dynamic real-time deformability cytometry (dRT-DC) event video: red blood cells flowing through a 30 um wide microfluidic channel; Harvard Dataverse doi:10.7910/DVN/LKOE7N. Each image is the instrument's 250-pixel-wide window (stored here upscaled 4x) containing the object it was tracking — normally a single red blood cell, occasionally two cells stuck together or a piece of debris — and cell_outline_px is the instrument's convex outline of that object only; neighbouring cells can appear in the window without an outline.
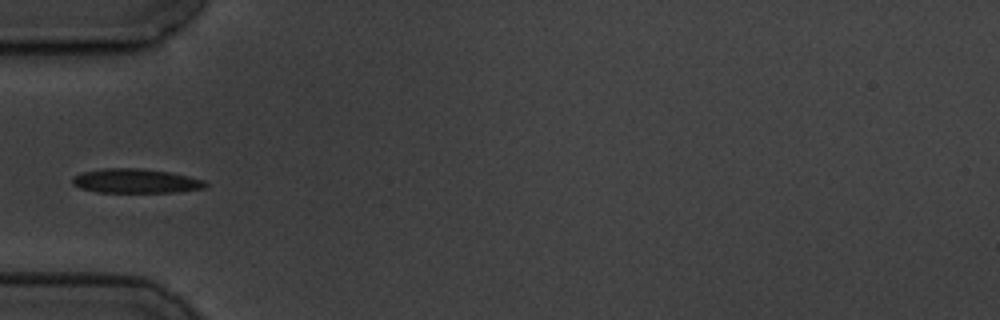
{"species": "common noctule bat (a hibernating species)", "species_latin": "Nyctalus noctula", "temperature_condition": "cold", "stored_images_in_passage": 5, "camera_frame_rate_fps": 3000, "um_per_image_px": 0.085, "animal": {"sex": "male", "body_mass_g": 19.5, "forearm_length_mm": 54.6}, "frame": {"image": 1, "passage_image": 5, "time_ms": 4.667, "image_size_px": [1000, 320], "cell_outline_px": [[208, 184], [204, 188], [180, 192], [96, 192], [80, 188], [72, 184], [72, 176], [84, 172], [104, 168], [144, 168], [168, 172], [188, 176], [204, 180]], "centroid_in_image_um": [11.53, 15.38], "position_along_channel_um": 73.5, "area_um2": 18.9}}